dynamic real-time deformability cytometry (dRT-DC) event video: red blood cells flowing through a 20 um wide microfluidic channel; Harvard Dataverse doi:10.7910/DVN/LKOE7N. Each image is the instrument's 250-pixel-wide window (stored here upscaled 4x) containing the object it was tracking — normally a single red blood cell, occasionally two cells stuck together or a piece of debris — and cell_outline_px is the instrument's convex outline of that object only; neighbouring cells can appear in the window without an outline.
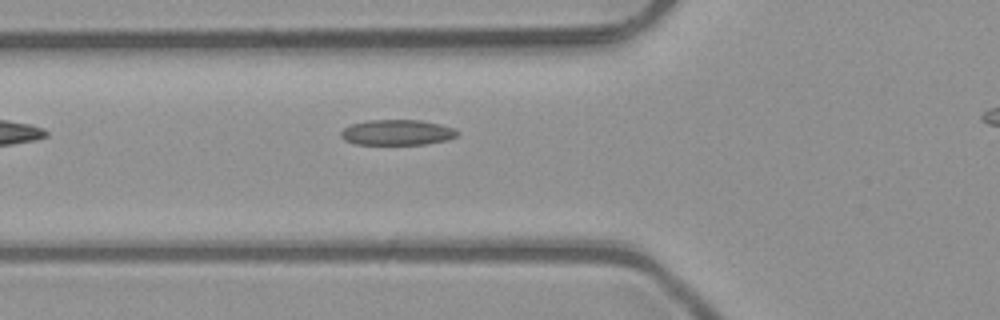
{"species": "common noctule bat (a hibernating species)", "species_latin": "Nyctalus noctula", "temperature_condition": "room temperature", "stored_images_in_passage": 4, "segment_of_instrument_passage": [1, 2], "camera_frame_rate_fps": 3000, "um_per_image_px": 0.085, "animal": {"sex": "male", "body_mass_g": 23.1, "forearm_length_mm": 52.7}, "frame": {"image": 1, "passage_image": 3, "time_ms": 0.667, "image_size_px": [1000, 320], "cell_outline_px": [[460, 132], [456, 136], [448, 140], [424, 144], [356, 144], [344, 140], [340, 136], [340, 132], [344, 128], [352, 124], [364, 120], [420, 120], [440, 124], [452, 128]], "centroid_in_image_um": [33.74, 11.25], "position_along_channel_um": 92.1, "area_um2": 17.28}}